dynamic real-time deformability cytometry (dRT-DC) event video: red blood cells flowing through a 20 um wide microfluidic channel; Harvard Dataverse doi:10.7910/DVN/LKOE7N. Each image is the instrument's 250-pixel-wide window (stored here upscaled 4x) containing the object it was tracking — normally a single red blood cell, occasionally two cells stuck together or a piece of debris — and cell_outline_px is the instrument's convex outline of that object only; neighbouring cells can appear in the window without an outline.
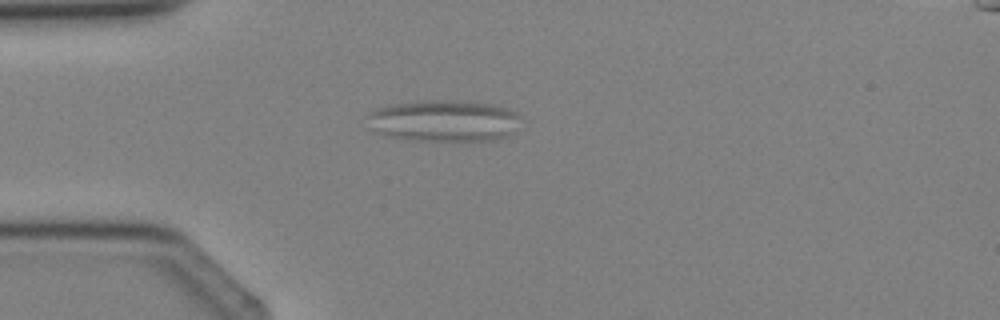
{"species": "Egyptian fruit bat (a non-hibernating species)", "species_latin": "Rousettus aegyptiacus", "temperature_condition": "cold", "stored_images_in_passage": 2, "camera_frame_rate_fps": 3000, "um_per_image_px": 0.085, "animal": {"sex": "female"}, "frame": {"image": 1, "passage_image": 2, "time_ms": 1.333, "image_size_px": [1000, 320], "cell_outline_px": [[524, 128], [508, 136], [496, 140], [412, 140], [384, 136], [368, 128], [368, 112], [376, 108], [392, 104], [496, 104], [508, 108], [524, 116]], "centroid_in_image_um": [37.85, 10.35], "position_along_channel_um": 47.1, "area_um2": 36.47}}